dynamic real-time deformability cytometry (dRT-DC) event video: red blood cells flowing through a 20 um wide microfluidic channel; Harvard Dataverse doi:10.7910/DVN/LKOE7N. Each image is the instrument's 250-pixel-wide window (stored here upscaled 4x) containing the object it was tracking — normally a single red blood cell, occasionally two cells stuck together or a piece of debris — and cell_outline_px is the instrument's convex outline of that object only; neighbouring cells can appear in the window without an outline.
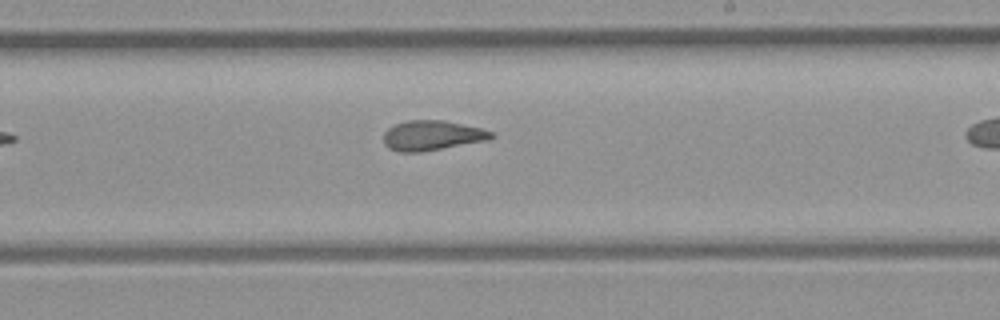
{"species": "common noctule bat (a hibernating species)", "species_latin": "Nyctalus noctula", "temperature_condition": "room temperature", "stored_images_in_passage": 11, "segment_of_instrument_passage": [1, 2], "camera_frame_rate_fps": 3000, "um_per_image_px": 0.085, "animal": {"sex": "female", "body_mass_g": 21.9}, "frame": {"image": 1, "passage_image": 10, "time_ms": 11.333, "image_size_px": [1000, 320], "cell_outline_px": [[496, 136], [488, 140], [420, 152], [400, 152], [388, 148], [384, 144], [384, 132], [388, 128], [396, 124], [408, 120], [444, 120], [480, 128], [492, 132]], "centroid_in_image_um": [36.71, 11.51], "position_along_channel_um": 252.3, "area_um2": 18.67}}